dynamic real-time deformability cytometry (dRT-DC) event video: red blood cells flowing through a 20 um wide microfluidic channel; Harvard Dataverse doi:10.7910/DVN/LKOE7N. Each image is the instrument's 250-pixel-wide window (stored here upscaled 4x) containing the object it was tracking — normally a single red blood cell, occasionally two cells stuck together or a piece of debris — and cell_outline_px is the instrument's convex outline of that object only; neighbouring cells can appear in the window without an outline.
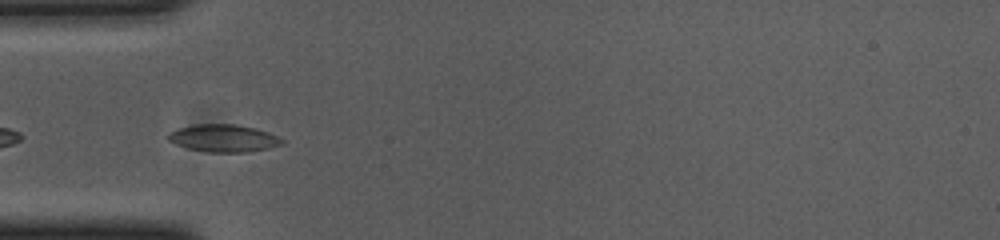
{"species": "common noctule bat (a hibernating species)", "species_latin": "Nyctalus noctula", "temperature_condition": "cold", "stored_images_in_passage": 40, "camera_frame_rate_fps": 3000, "um_per_image_px": 0.085, "animal": {"sex": "female", "body_mass_g": 23.0, "forearm_length_mm": 53.4}, "frame": {"image": 1, "passage_image": 2, "time_ms": 0.333, "image_size_px": [1000, 240], "cell_outline_px": [[284, 144], [268, 148], [248, 152], [208, 152], [188, 148], [176, 144], [168, 140], [168, 132], [176, 128], [196, 124], [236, 124], [256, 128], [268, 132], [284, 140]], "centroid_in_image_um": [18.99, 11.74], "position_along_channel_um": 66.0, "area_um2": 18.26}}
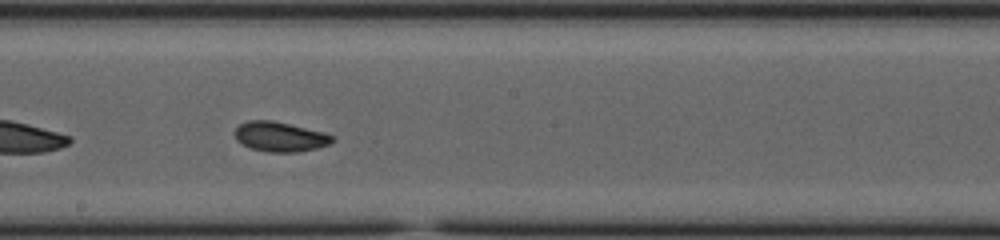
{"frame": {"image": 2, "passage_image": 15, "time_ms": 4.667, "image_size_px": [1000, 240], "cell_outline_px": [[336, 140], [328, 144], [316, 148], [300, 152], [268, 152], [252, 148], [236, 140], [236, 128], [240, 124], [248, 120], [272, 120], [324, 132], [336, 136]], "centroid_in_image_um": [23.85, 11.62], "position_along_channel_um": 224.4, "area_um2": 16.88}}
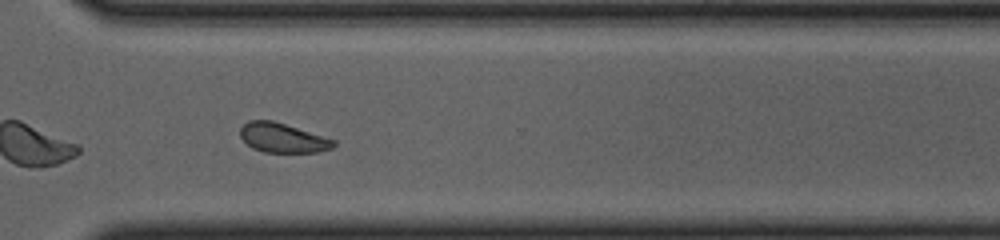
{"frame": {"image": 3, "passage_image": 25, "time_ms": 8.0, "image_size_px": [1000, 240], "cell_outline_px": [[336, 144], [332, 148], [320, 152], [264, 152], [252, 148], [240, 136], [240, 128], [248, 120], [272, 120], [336, 140]], "centroid_in_image_um": [24.03, 11.72], "position_along_channel_um": 346.6, "area_um2": 15.95}, "authors_computed_cell_mechanics": {"area_um2": 16.9354, "velocity_mm_per_s": 3.661, "shape_relaxation_time_tau1_ms": 2.6118, "shape_relaxation_time_tau2_ms": 2.2579, "deformation_change_tau1": 0.0983, "deformation_change_tau2": 0.066}}